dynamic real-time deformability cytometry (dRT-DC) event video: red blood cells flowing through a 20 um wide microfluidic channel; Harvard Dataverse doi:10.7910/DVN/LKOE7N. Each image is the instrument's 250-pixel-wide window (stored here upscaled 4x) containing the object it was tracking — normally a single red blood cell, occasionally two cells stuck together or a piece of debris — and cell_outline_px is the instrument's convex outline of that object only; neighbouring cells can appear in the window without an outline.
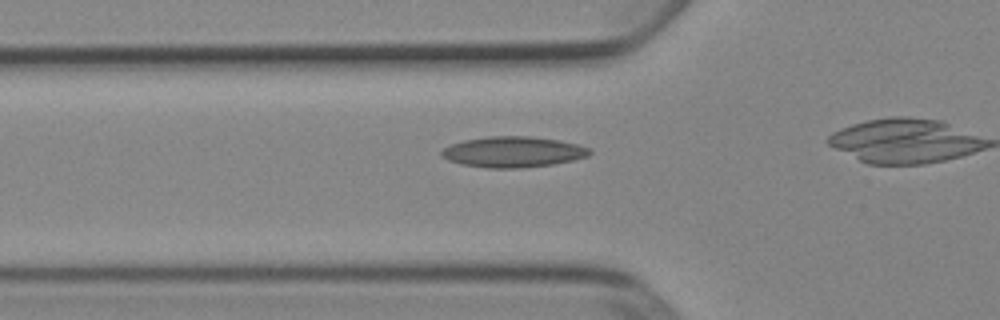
{"species": "Egyptian fruit bat (a non-hibernating species)", "species_latin": "Rousettus aegyptiacus", "temperature_condition": "cold", "stored_images_in_passage": 19, "camera_frame_rate_fps": 3000, "um_per_image_px": 0.085, "animal": {"sex": "female"}, "frame": {"image": 1, "passage_image": 14, "time_ms": 4.333, "image_size_px": [1000, 320], "cell_outline_px": [[592, 152], [588, 156], [572, 160], [552, 164], [520, 168], [484, 168], [460, 164], [448, 160], [440, 156], [440, 152], [444, 148], [452, 144], [464, 140], [488, 136], [532, 136], [560, 140], [592, 148]], "centroid_in_image_um": [43.6, 12.91], "position_along_channel_um": 82.2, "area_um2": 26.7}}